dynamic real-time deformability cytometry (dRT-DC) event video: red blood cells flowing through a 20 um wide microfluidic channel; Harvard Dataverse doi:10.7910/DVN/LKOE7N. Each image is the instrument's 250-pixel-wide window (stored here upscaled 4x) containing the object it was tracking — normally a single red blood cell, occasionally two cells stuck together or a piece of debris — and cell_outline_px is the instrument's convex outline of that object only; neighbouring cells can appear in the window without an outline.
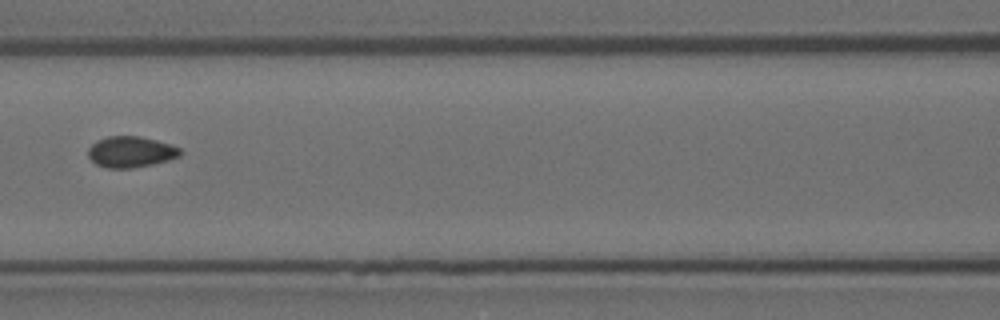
{"species": "Egyptian fruit bat (a non-hibernating species)", "species_latin": "Rousettus aegyptiacus", "temperature_condition": "room temperature", "stored_images_in_passage": 8, "camera_frame_rate_fps": 3000, "um_per_image_px": 0.085, "animal": {"sex": "female"}, "frame": {"image": 1, "passage_image": 6, "time_ms": 1.667, "image_size_px": [1000, 320], "cell_outline_px": [[184, 152], [180, 156], [168, 160], [152, 164], [132, 168], [108, 168], [96, 164], [88, 156], [88, 148], [96, 140], [108, 136], [140, 136], [156, 140], [180, 148]], "centroid_in_image_um": [11.11, 12.9], "position_along_channel_um": 155.5, "area_um2": 16.65}}
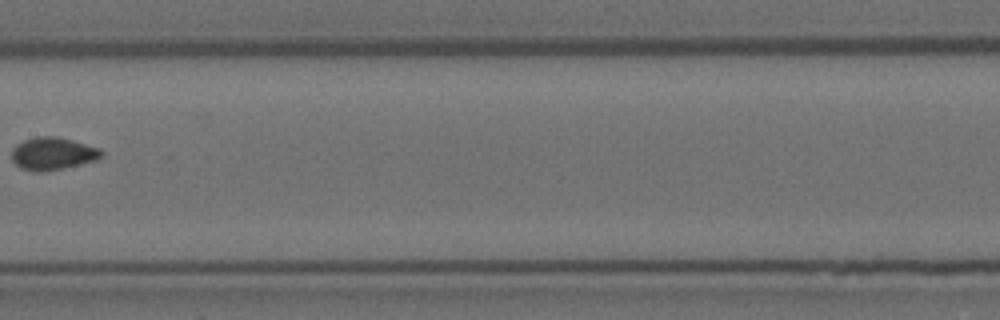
{"frame": {"image": 2, "passage_image": 7, "time_ms": 2.0, "image_size_px": [1000, 320], "cell_outline_px": [[104, 156], [96, 160], [64, 168], [44, 172], [36, 172], [20, 168], [12, 160], [12, 148], [16, 144], [24, 140], [36, 136], [56, 136], [72, 140], [100, 148], [104, 152]], "centroid_in_image_um": [4.49, 13.06], "position_along_channel_um": 202.9, "area_um2": 17.22}}
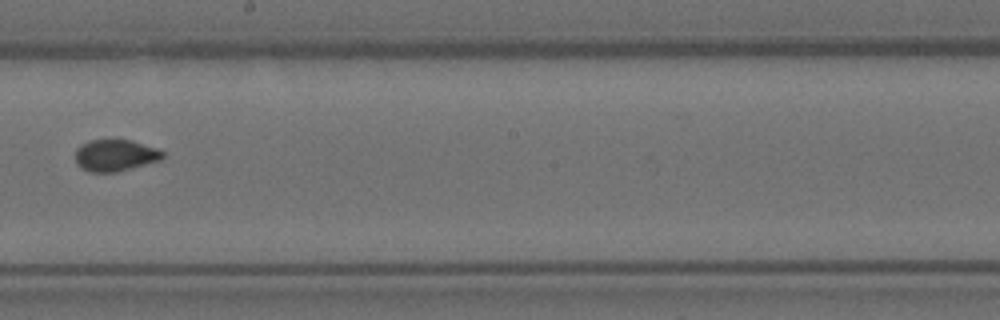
{"frame": {"image": 3, "passage_image": 8, "time_ms": 2.333, "image_size_px": [1000, 320], "cell_outline_px": [[164, 156], [160, 160], [116, 172], [88, 172], [80, 168], [76, 164], [76, 148], [80, 144], [88, 140], [132, 140], [156, 148], [164, 152]], "centroid_in_image_um": [9.75, 13.2], "position_along_channel_um": 238.4, "area_um2": 16.18}}